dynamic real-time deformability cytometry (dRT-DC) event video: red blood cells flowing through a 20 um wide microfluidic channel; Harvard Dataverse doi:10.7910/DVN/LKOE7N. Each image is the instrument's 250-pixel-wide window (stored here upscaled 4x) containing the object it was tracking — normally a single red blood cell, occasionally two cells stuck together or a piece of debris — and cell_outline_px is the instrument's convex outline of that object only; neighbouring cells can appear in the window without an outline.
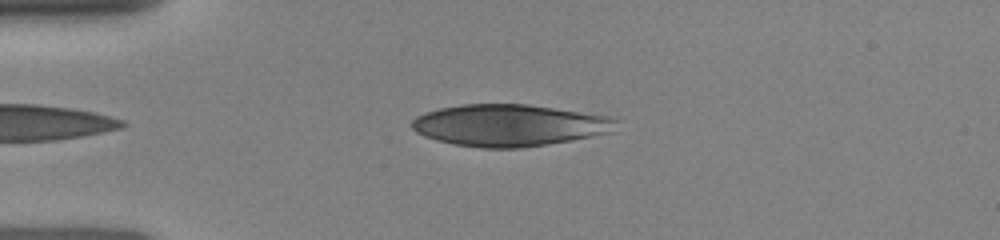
{"species": "human", "species_latin": "Homo sapiens", "temperature_condition": "room temperature", "stored_images_in_passage": 30, "camera_frame_rate_fps": 3000, "um_per_image_px": 0.085, "donor": {"sex": "female"}, "frame": {"image": 1, "passage_image": 5, "time_ms": 1.333, "image_size_px": [1000, 240], "cell_outline_px": [[620, 120], [612, 132], [548, 144], [520, 148], [480, 148], [456, 144], [436, 140], [424, 136], [416, 132], [412, 128], [412, 120], [416, 116], [424, 112], [440, 108], [460, 104], [528, 104], [616, 116]], "centroid_in_image_um": [43.33, 10.63], "position_along_channel_um": 41.7, "area_um2": 50.23}}
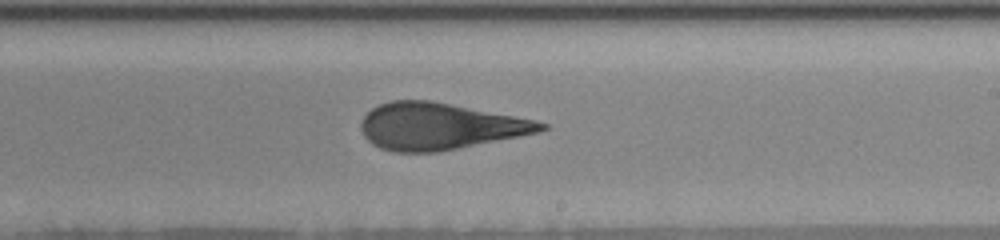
{"frame": {"image": 2, "passage_image": 19, "time_ms": 7.0, "image_size_px": [1000, 240], "cell_outline_px": [[548, 128], [540, 132], [440, 152], [396, 152], [380, 148], [372, 144], [364, 136], [360, 128], [360, 124], [364, 116], [372, 108], [380, 104], [392, 100], [432, 100], [536, 120], [548, 124]], "centroid_in_image_um": [37.36, 10.73], "position_along_channel_um": 251.6, "area_um2": 49.07}}
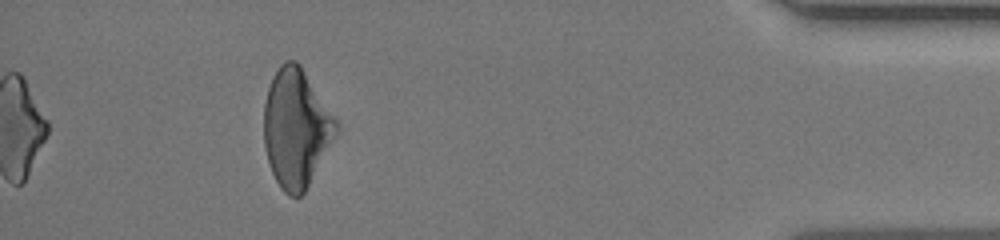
{"frame": {"image": 3, "passage_image": 30, "time_ms": 12.0, "image_size_px": [1000, 240], "cell_outline_px": [[340, 132], [304, 192], [300, 196], [288, 196], [280, 188], [272, 172], [268, 160], [264, 144], [264, 104], [268, 88], [272, 76], [280, 64], [288, 60], [296, 60], [300, 64], [340, 124]], "centroid_in_image_um": [25.2, 10.89], "position_along_channel_um": 410.0, "area_um2": 50.23}}